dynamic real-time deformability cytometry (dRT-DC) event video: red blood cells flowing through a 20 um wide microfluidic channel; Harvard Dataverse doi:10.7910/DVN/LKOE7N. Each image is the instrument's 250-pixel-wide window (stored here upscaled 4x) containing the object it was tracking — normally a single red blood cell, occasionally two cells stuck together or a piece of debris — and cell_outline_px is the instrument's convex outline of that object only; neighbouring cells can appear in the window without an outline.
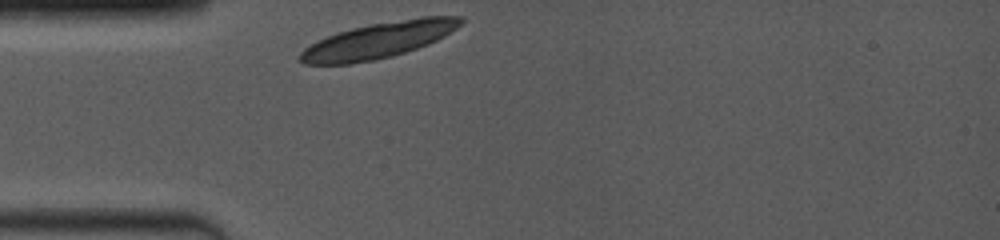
{"species": "common noctule bat (a hibernating species)", "species_latin": "Nyctalus noctula", "temperature_condition": "room temperature", "stored_images_in_passage": 1, "camera_frame_rate_fps": 4000, "um_per_image_px": 0.085, "animal": {"sex": "female", "body_mass_g": 19.0, "forearm_length_mm": 53.3}, "frame": {"image": 1, "passage_image": 1, "time_ms": 0.0, "image_size_px": [1000, 240], "cell_outline_px": [[464, 20], [456, 28], [444, 36], [428, 44], [392, 56], [376, 60], [348, 64], [304, 64], [300, 60], [300, 52], [304, 48], [328, 36], [352, 28], [372, 24], [420, 16], [464, 16]], "centroid_in_image_um": [32.21, 3.42], "position_along_channel_um": 52.8, "area_um2": 33.12}}